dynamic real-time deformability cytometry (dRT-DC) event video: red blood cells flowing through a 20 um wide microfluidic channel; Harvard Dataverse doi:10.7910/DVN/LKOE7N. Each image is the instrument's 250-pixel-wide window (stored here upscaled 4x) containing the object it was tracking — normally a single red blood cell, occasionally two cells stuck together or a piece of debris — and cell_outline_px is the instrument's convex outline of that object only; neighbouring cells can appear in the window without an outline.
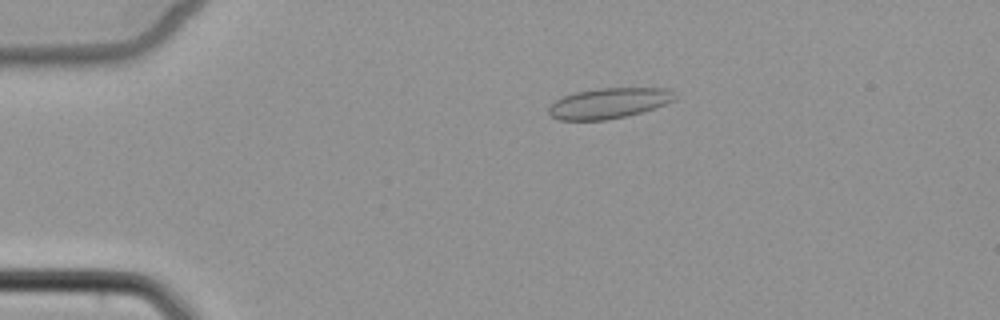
{"species": "common noctule bat (a hibernating species)", "species_latin": "Nyctalus noctula", "temperature_condition": "cold", "stored_images_in_passage": 5, "camera_frame_rate_fps": 3000, "um_per_image_px": 0.085, "animal": {"sex": "female", "body_mass_g": 22.7, "forearm_length_mm": 54.2}, "frame": {"image": 1, "passage_image": 3, "time_ms": 2.333, "image_size_px": [1000, 320], "cell_outline_px": [[676, 100], [640, 112], [624, 116], [604, 120], [560, 120], [552, 116], [548, 112], [548, 108], [552, 100], [576, 92], [596, 88], [672, 88], [676, 96]], "centroid_in_image_um": [51.73, 8.75], "position_along_channel_um": 33.3, "area_um2": 22.43}}